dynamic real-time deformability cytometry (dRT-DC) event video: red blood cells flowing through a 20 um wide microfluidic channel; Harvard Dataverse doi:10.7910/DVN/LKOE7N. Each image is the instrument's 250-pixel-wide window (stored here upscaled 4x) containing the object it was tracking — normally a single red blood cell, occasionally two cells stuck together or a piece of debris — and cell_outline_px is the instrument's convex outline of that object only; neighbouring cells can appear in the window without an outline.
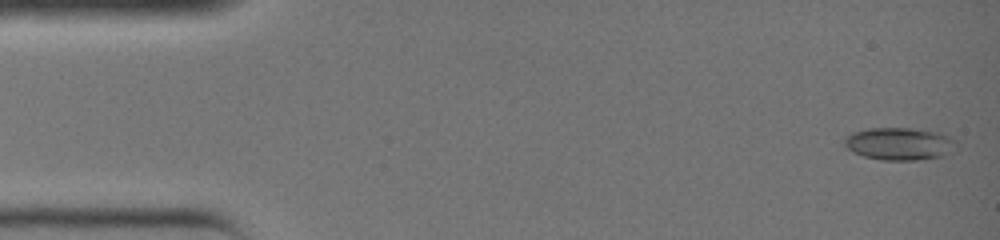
{"species": "common noctule bat (a hibernating species)", "species_latin": "Nyctalus noctula", "temperature_condition": "warm", "stored_images_in_passage": 4, "camera_frame_rate_fps": 3000, "um_per_image_px": 0.085, "animal": {"sex": "female", "body_mass_g": 19.0, "forearm_length_mm": 51.5}, "frame": {"image": 1, "passage_image": 1, "time_ms": 0.0, "image_size_px": [1000, 240], "cell_outline_px": [[956, 152], [944, 156], [916, 160], [884, 160], [864, 156], [848, 148], [844, 144], [844, 140], [852, 132], [868, 128], [924, 128], [940, 132], [956, 140]], "centroid_in_image_um": [76.55, 12.21], "position_along_channel_um": 8.5, "area_um2": 21.5}}